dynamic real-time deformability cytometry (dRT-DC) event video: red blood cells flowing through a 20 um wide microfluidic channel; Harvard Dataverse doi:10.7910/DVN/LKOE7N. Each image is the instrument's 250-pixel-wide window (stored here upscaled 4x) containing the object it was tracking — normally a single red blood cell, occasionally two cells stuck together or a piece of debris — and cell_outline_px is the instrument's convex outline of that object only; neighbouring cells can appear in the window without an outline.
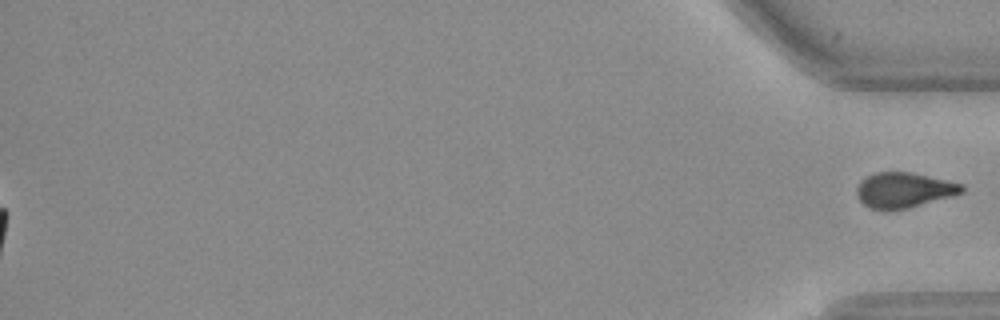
{"species": "Egyptian fruit bat (a non-hibernating species)", "species_latin": "Rousettus aegyptiacus", "temperature_condition": "warm", "stored_images_in_passage": 55, "segment_of_instrument_passage": [2, 2], "camera_frame_rate_fps": 3000, "um_per_image_px": 0.085, "frame": {"image": 1, "passage_image": 55, "time_ms": 18.0, "image_size_px": [1000, 320], "cell_outline_px": [[964, 192], [952, 196], [908, 208], [868, 208], [860, 200], [856, 192], [856, 188], [860, 180], [876, 172], [912, 172], [964, 184]], "centroid_in_image_um": [76.85, 16.13], "position_along_channel_um": 358.4, "area_um2": 21.33}}